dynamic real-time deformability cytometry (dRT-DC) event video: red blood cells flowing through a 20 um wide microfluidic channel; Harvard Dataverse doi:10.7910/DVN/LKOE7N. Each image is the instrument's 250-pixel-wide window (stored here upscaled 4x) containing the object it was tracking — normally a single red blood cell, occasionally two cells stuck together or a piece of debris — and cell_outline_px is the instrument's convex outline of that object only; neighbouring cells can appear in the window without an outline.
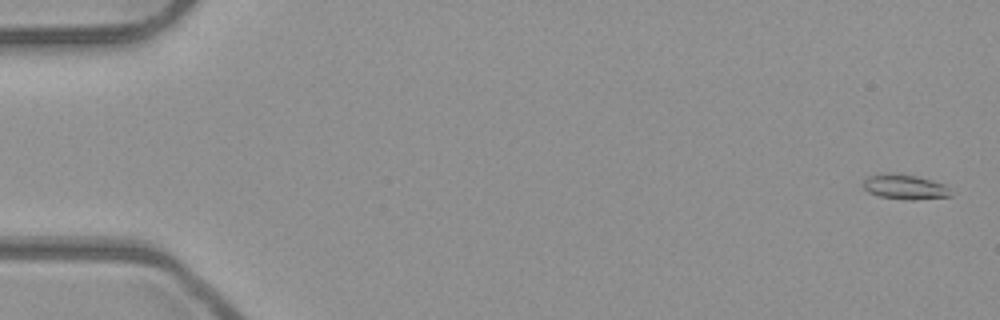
{"species": "common noctule bat (a hibernating species)", "species_latin": "Nyctalus noctula", "temperature_condition": "room temperature", "stored_images_in_passage": 53, "camera_frame_rate_fps": 3000, "um_per_image_px": 0.085, "animal": {"sex": "male", "body_mass_g": 23.1, "forearm_length_mm": 52.7}, "frame": {"image": 1, "passage_image": 2, "time_ms": 0.333, "image_size_px": [1000, 320], "cell_outline_px": [[952, 196], [912, 200], [904, 200], [880, 196], [868, 192], [864, 188], [864, 180], [868, 176], [880, 172], [896, 172], [916, 176], [944, 184], [948, 188]], "centroid_in_image_um": [76.87, 15.87], "position_along_channel_um": 8.1, "area_um2": 12.83}}
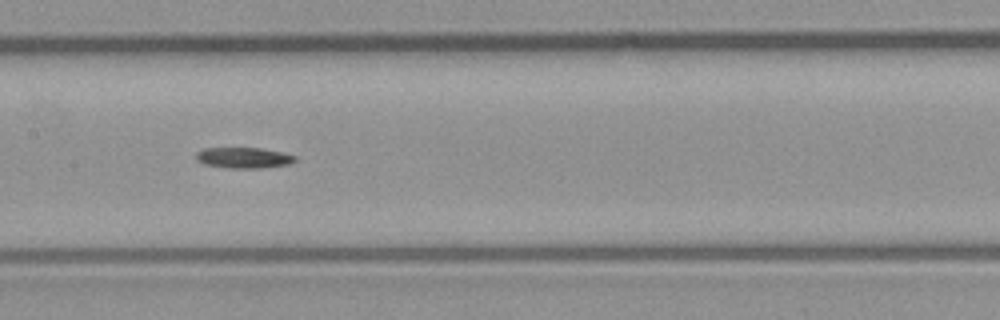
{"frame": {"image": 2, "passage_image": 27, "time_ms": 8.667, "image_size_px": [1000, 320], "cell_outline_px": [[296, 160], [288, 164], [260, 168], [228, 168], [204, 164], [196, 160], [196, 152], [204, 148], [260, 148], [280, 152], [296, 156]], "centroid_in_image_um": [20.67, 13.41], "position_along_channel_um": 186.7, "area_um2": 11.91}}
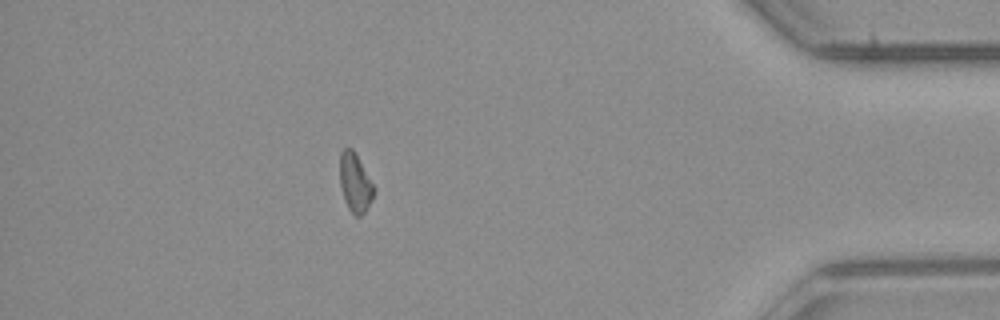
{"frame": {"image": 3, "passage_image": 47, "time_ms": 15.333, "image_size_px": [1000, 320], "cell_outline_px": [[372, 200], [364, 212], [360, 216], [356, 216], [348, 208], [344, 200], [340, 188], [340, 152], [344, 148], [352, 148], [372, 184]], "centroid_in_image_um": [30.13, 15.54], "position_along_channel_um": 405.1, "area_um2": 11.21}, "authors_computed_cell_mechanics": {"area_um2": 12.138, "velocity_mm_per_s": 3.9891, "shape_relaxation_time_tau1_ms": 3.4958, "shape_relaxation_time_tau2_ms": null, "deformation_change_tau1": 0.1433, "deformation_change_tau2": null}}